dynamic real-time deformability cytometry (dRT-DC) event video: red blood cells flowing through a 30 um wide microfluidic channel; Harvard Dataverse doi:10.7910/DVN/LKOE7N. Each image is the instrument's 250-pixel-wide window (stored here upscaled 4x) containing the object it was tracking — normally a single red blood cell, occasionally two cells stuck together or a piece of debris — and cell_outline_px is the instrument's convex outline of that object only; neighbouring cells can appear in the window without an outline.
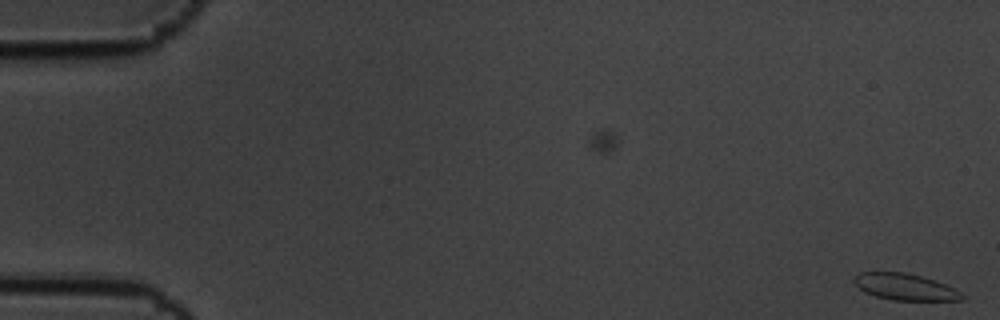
{"species": "common noctule bat (a hibernating species)", "species_latin": "Nyctalus noctula", "temperature_condition": "cold", "stored_images_in_passage": 9, "camera_frame_rate_fps": 3000, "um_per_image_px": 0.085, "animal": {"sex": "male", "body_mass_g": 19.5, "forearm_length_mm": 54.6}, "frame": {"image": 1, "passage_image": 1, "time_ms": 0.0, "image_size_px": [1000, 320], "cell_outline_px": [[968, 296], [964, 300], [892, 300], [876, 296], [864, 292], [852, 280], [860, 272], [904, 272], [920, 276], [944, 284]], "centroid_in_image_um": [76.93, 24.39], "position_along_channel_um": 8.1, "area_um2": 16.47}}
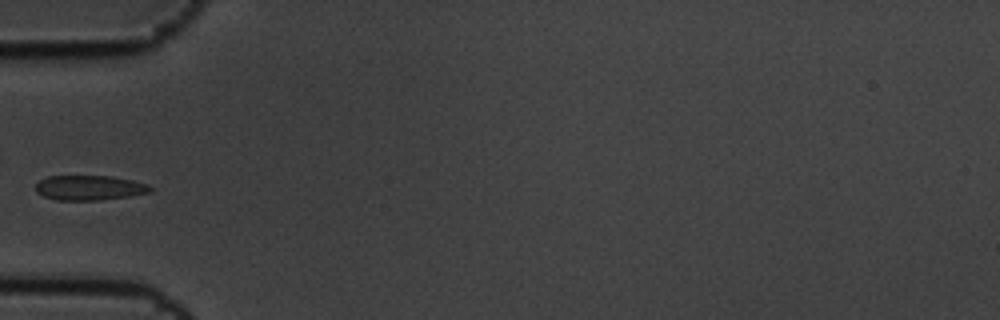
{"frame": {"image": 2, "passage_image": 6, "time_ms": 1.667, "image_size_px": [1000, 320], "cell_outline_px": [[152, 192], [128, 196], [100, 200], [56, 200], [44, 196], [36, 192], [36, 184], [40, 180], [48, 176], [112, 176], [132, 180], [148, 184], [152, 188]], "centroid_in_image_um": [7.61, 15.96], "position_along_channel_um": 77.4, "area_um2": 16.59}}
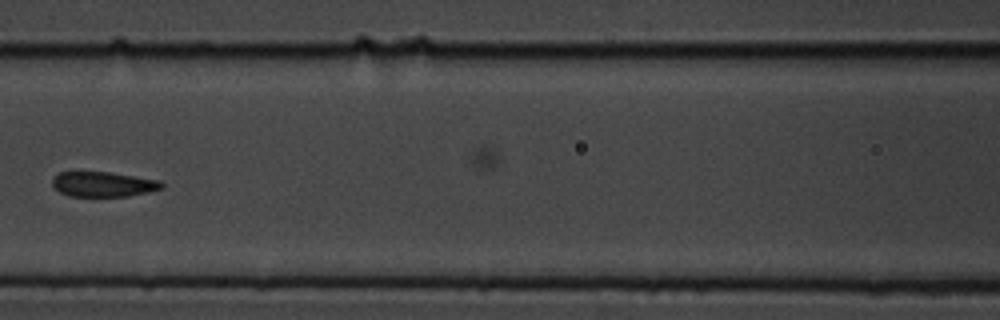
{"frame": {"image": 3, "passage_image": 8, "time_ms": 2.333, "image_size_px": [1000, 320], "cell_outline_px": [[164, 188], [148, 192], [128, 196], [68, 196], [60, 192], [52, 184], [52, 180], [60, 172], [108, 172], [160, 180], [164, 184]], "centroid_in_image_um": [8.81, 15.66], "position_along_channel_um": 157.8, "area_um2": 15.84}}